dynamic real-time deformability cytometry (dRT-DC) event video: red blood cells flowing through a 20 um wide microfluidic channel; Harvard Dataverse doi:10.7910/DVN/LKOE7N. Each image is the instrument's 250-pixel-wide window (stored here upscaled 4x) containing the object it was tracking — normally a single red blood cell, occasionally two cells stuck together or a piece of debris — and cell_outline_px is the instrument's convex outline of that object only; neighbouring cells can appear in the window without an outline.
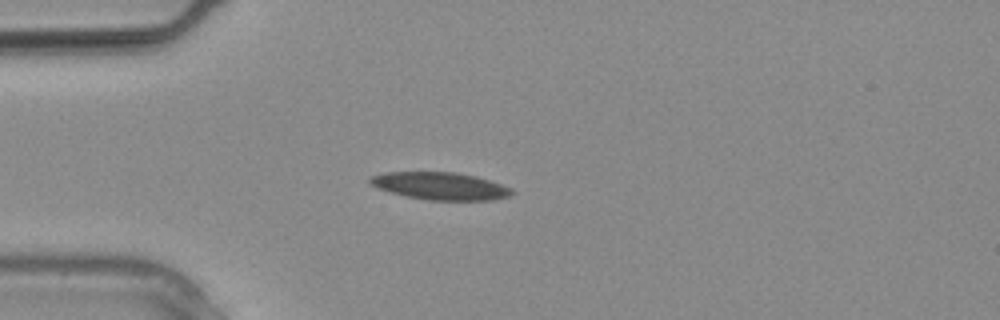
{"species": "common noctule bat (a hibernating species)", "species_latin": "Nyctalus noctula", "temperature_condition": "warm", "stored_images_in_passage": 12, "camera_frame_rate_fps": 3000, "um_per_image_px": 0.085, "animal": {"sex": "male", "body_mass_g": 20.4}, "frame": {"image": 1, "passage_image": 6, "time_ms": 1.667, "image_size_px": [1000, 320], "cell_outline_px": [[516, 192], [508, 196], [492, 200], [428, 200], [408, 196], [376, 188], [368, 184], [368, 180], [372, 176], [384, 172], [456, 172], [476, 176], [512, 188]], "centroid_in_image_um": [37.41, 15.8], "position_along_channel_um": 47.6, "area_um2": 22.66}}
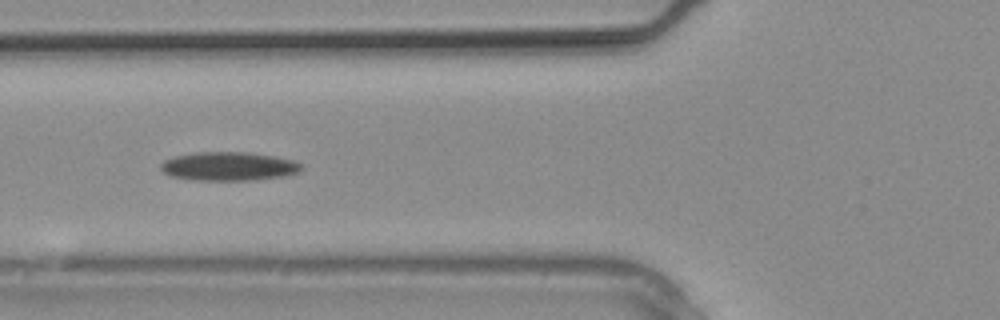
{"frame": {"image": 2, "passage_image": 9, "time_ms": 2.667, "image_size_px": [1000, 320], "cell_outline_px": [[304, 168], [300, 172], [280, 176], [252, 180], [196, 180], [172, 176], [164, 172], [160, 168], [160, 164], [164, 160], [176, 156], [192, 152], [252, 152], [276, 156], [292, 160], [304, 164]], "centroid_in_image_um": [19.47, 14.12], "position_along_channel_um": 106.3, "area_um2": 23.64}}